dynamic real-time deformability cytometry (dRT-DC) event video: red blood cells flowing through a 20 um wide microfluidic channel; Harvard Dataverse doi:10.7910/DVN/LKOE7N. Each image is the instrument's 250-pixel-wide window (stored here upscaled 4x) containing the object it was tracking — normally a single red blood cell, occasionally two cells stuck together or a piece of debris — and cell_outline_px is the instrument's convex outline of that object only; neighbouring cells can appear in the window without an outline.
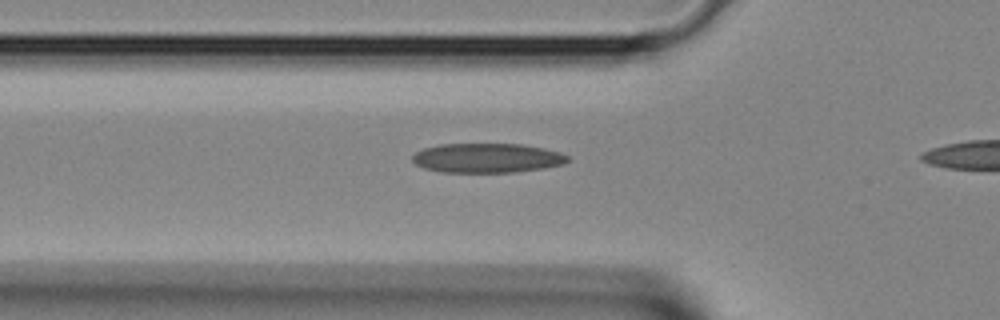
{"species": "Egyptian fruit bat (a non-hibernating species)", "species_latin": "Rousettus aegyptiacus", "temperature_condition": "room temperature", "stored_images_in_passage": 27, "camera_frame_rate_fps": 3000, "um_per_image_px": 0.085, "animal": {"sex": "female"}, "frame": {"image": 1, "passage_image": 8, "time_ms": 2.333, "image_size_px": [1000, 320], "cell_outline_px": [[568, 160], [564, 164], [544, 168], [516, 172], [440, 172], [424, 168], [416, 164], [412, 160], [412, 156], [416, 152], [424, 148], [440, 144], [520, 144], [544, 148], [560, 152], [568, 156]], "centroid_in_image_um": [41.4, 13.43], "position_along_channel_um": 84.4, "area_um2": 26.65}}
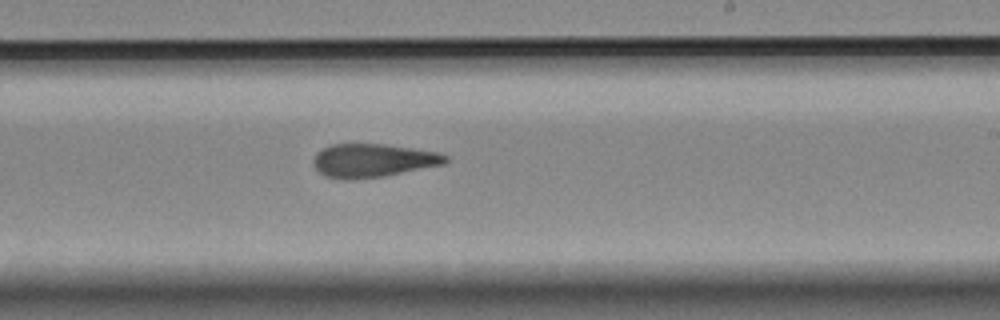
{"frame": {"image": 2, "passage_image": 18, "time_ms": 5.667, "image_size_px": [1000, 320], "cell_outline_px": [[448, 160], [444, 164], [384, 176], [348, 180], [324, 176], [312, 164], [312, 160], [316, 152], [332, 144], [384, 144], [436, 152], [448, 156]], "centroid_in_image_um": [31.66, 13.64], "position_along_channel_um": 257.3, "area_um2": 25.61}}
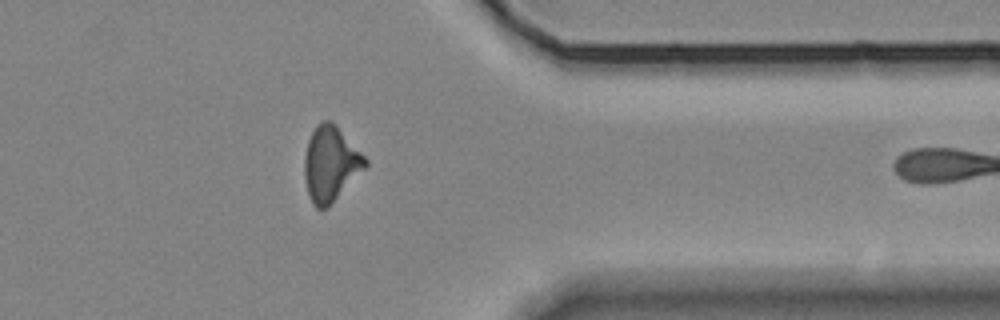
{"frame": {"image": 3, "passage_image": 26, "time_ms": 8.333, "image_size_px": [1000, 320], "cell_outline_px": [[368, 164], [328, 208], [316, 208], [312, 204], [308, 196], [304, 180], [304, 156], [308, 140], [316, 124], [324, 120], [332, 120], [336, 124], [368, 160]], "centroid_in_image_um": [28.07, 13.92], "position_along_channel_um": 383.3, "area_um2": 26.7}}